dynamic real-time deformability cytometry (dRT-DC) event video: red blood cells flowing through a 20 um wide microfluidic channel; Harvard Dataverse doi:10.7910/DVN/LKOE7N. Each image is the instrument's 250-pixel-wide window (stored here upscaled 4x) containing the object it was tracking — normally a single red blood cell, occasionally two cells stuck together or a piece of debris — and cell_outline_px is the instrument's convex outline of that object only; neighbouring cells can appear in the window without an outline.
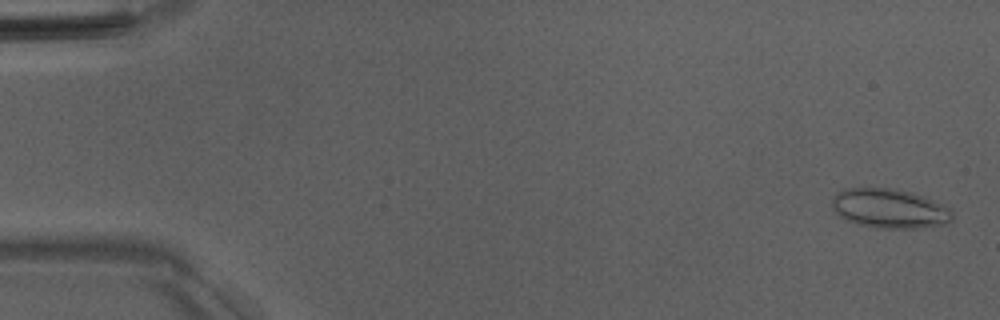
{"species": "Egyptian fruit bat (a non-hibernating species)", "species_latin": "Rousettus aegyptiacus", "temperature_condition": "room temperature", "stored_images_in_passage": 52, "camera_frame_rate_fps": 3000, "um_per_image_px": 0.085, "animal": {"sex": "male"}, "frame": {"image": 1, "passage_image": 2, "time_ms": 0.333, "image_size_px": [1000, 320], "cell_outline_px": [[952, 220], [944, 224], [920, 228], [876, 228], [860, 224], [848, 220], [840, 216], [832, 208], [832, 196], [836, 192], [844, 188], [884, 188], [912, 192], [948, 208], [952, 212]], "centroid_in_image_um": [75.56, 17.72], "position_along_channel_um": 9.4, "area_um2": 27.28}}
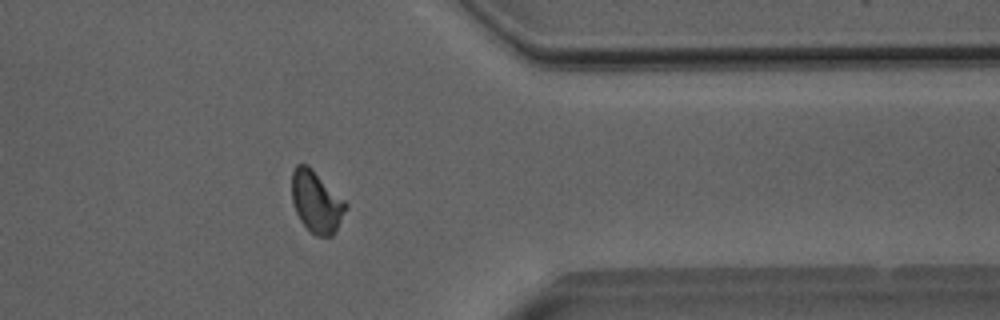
{"frame": {"image": 2, "passage_image": 42, "time_ms": 13.667, "image_size_px": [1000, 320], "cell_outline_px": [[348, 208], [332, 236], [316, 236], [300, 220], [296, 212], [292, 200], [292, 172], [296, 164], [308, 164], [348, 204]], "centroid_in_image_um": [26.89, 17.13], "position_along_channel_um": 384.5, "area_um2": 19.25}}
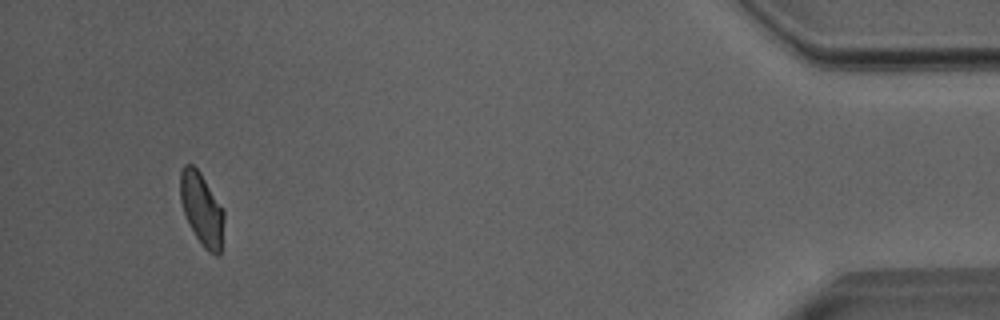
{"frame": {"image": 3, "passage_image": 49, "time_ms": 16.0, "image_size_px": [1000, 320], "cell_outline_px": [[224, 216], [220, 256], [216, 256], [208, 252], [200, 244], [184, 212], [180, 200], [180, 172], [184, 164], [192, 164], [200, 172], [224, 212]], "centroid_in_image_um": [17.14, 17.79], "position_along_channel_um": 418.1, "area_um2": 18.21}, "authors_computed_cell_mechanics": {"area_um2": 19.4786, "velocity_mm_per_s": 4.0065, "shape_relaxation_time_tau1_ms": null, "shape_relaxation_time_tau2_ms": 1.4758, "deformation_change_tau1": null, "deformation_change_tau2": 0.06}}